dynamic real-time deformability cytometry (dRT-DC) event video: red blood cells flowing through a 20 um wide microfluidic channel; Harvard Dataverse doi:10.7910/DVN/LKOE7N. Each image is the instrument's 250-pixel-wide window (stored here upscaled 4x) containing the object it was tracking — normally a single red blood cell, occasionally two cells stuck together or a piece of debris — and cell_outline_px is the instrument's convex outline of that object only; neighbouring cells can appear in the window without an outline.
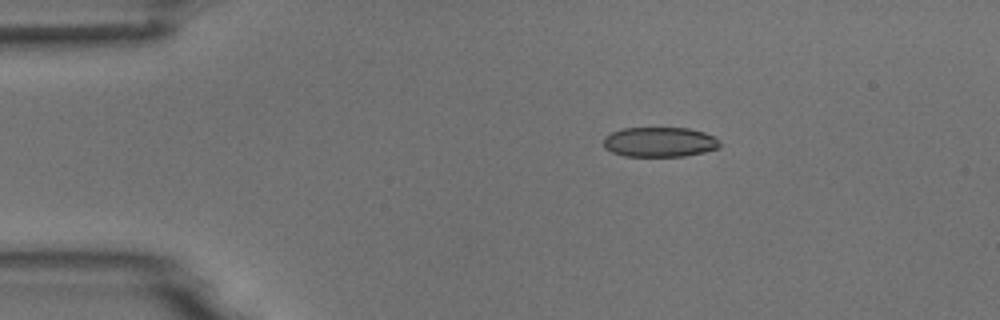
{"species": "common noctule bat (a hibernating species)", "species_latin": "Nyctalus noctula", "temperature_condition": "room temperature", "stored_images_in_passage": 2, "camera_frame_rate_fps": 3000, "um_per_image_px": 0.085, "animal": {"sex": "male", "body_mass_g": 18.8}, "frame": {"image": 1, "passage_image": 2, "time_ms": 1.333, "image_size_px": [1000, 320], "cell_outline_px": [[720, 148], [704, 152], [684, 156], [624, 156], [612, 152], [604, 148], [604, 136], [612, 132], [624, 128], [688, 128], [704, 132], [720, 140]], "centroid_in_image_um": [56.07, 12.07], "position_along_channel_um": 28.9, "area_um2": 20.29}}